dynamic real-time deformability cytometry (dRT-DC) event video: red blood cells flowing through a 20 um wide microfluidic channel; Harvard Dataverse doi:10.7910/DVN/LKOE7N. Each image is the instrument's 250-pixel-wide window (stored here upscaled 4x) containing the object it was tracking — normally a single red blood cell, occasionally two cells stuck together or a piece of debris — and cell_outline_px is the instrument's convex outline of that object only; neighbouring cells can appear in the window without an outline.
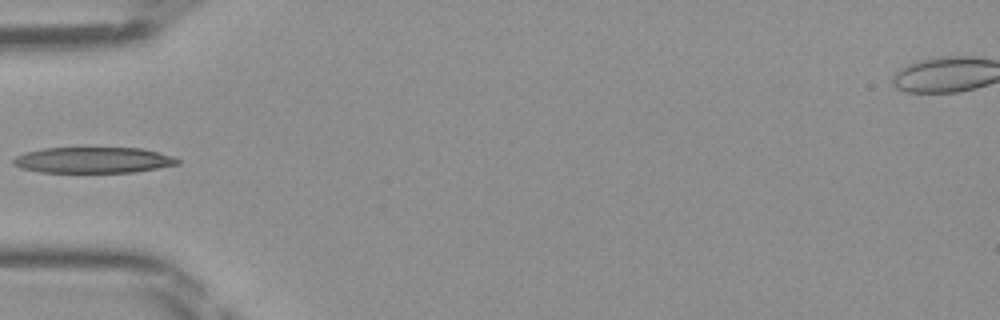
{"species": "Egyptian fruit bat (a non-hibernating species)", "species_latin": "Rousettus aegyptiacus", "temperature_condition": "room temperature", "stored_images_in_passage": 32, "camera_frame_rate_fps": 3000, "um_per_image_px": 0.085, "frame": {"image": 1, "passage_image": 1, "time_ms": 0.0, "image_size_px": [1000, 320], "cell_outline_px": [[180, 164], [136, 172], [40, 172], [20, 168], [12, 164], [12, 160], [16, 156], [24, 152], [44, 148], [140, 148], [172, 156], [180, 160]], "centroid_in_image_um": [7.89, 13.61], "position_along_channel_um": 77.1, "area_um2": 24.8}}
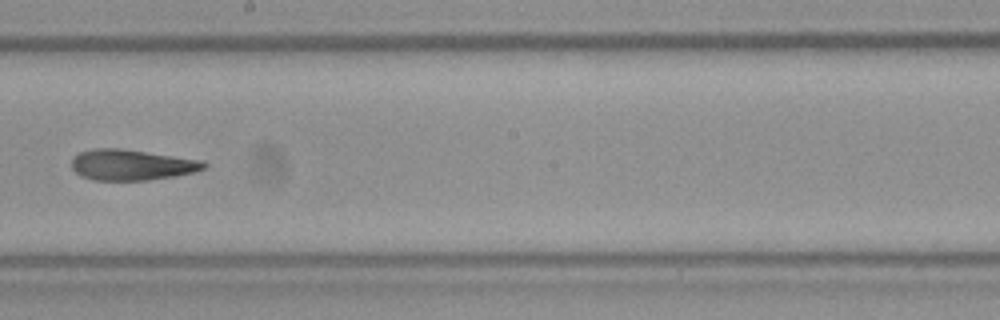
{"frame": {"image": 2, "passage_image": 12, "time_ms": 3.667, "image_size_px": [1000, 320], "cell_outline_px": [[208, 164], [204, 168], [196, 172], [148, 180], [92, 180], [80, 176], [72, 168], [72, 156], [80, 152], [92, 148], [120, 148], [204, 160]], "centroid_in_image_um": [11.18, 14.0], "position_along_channel_um": 237.0, "area_um2": 23.87}}
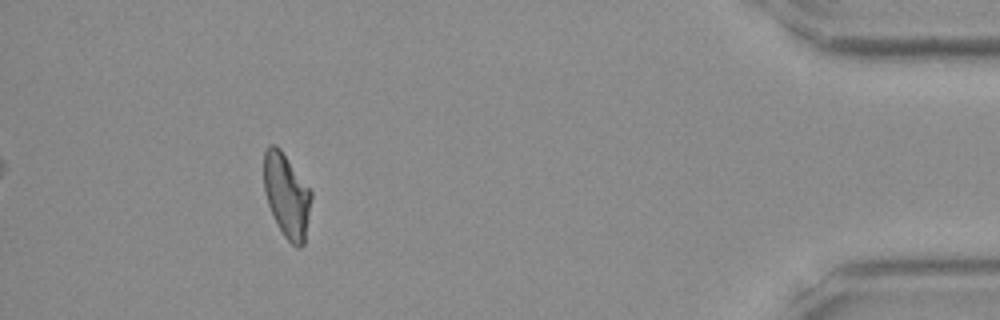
{"frame": {"image": 3, "passage_image": 28, "time_ms": 9.0, "image_size_px": [1000, 320], "cell_outline_px": [[312, 196], [304, 244], [300, 248], [296, 248], [284, 236], [268, 204], [264, 192], [264, 152], [268, 144], [276, 144], [280, 148], [312, 192]], "centroid_in_image_um": [24.36, 16.6], "position_along_channel_um": 410.8, "area_um2": 23.0}}